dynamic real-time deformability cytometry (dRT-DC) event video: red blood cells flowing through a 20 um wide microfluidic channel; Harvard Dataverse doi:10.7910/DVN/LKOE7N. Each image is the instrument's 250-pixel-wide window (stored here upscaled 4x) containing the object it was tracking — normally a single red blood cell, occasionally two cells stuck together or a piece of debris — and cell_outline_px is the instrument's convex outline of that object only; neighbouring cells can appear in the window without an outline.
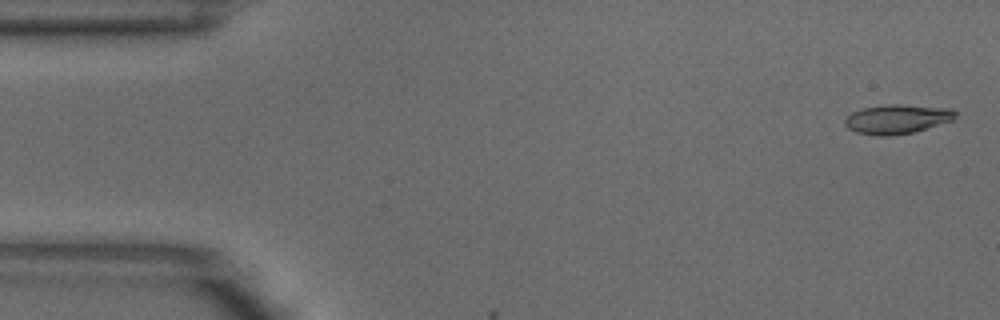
{"species": "common noctule bat (a hibernating species)", "species_latin": "Nyctalus noctula", "temperature_condition": "warm", "stored_images_in_passage": 3, "camera_frame_rate_fps": 3000, "um_per_image_px": 0.085, "animal": {"sex": "male", "body_mass_g": 18.8}, "frame": {"image": 1, "passage_image": 1, "time_ms": 0.0, "image_size_px": [1000, 320], "cell_outline_px": [[956, 116], [952, 120], [912, 132], [888, 136], [880, 136], [856, 132], [848, 128], [844, 124], [844, 120], [852, 112], [860, 108], [888, 104], [900, 104], [952, 108], [956, 112]], "centroid_in_image_um": [76.23, 10.1], "position_along_channel_um": 8.8, "area_um2": 18.79}}
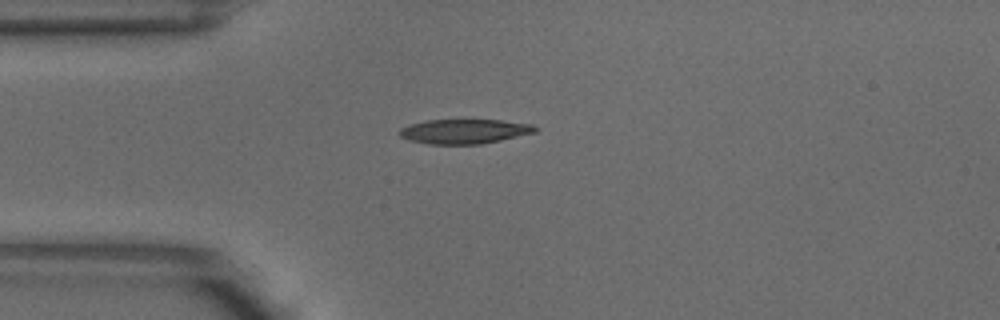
{"frame": {"image": 2, "passage_image": 3, "time_ms": 0.667, "image_size_px": [1000, 320], "cell_outline_px": [[540, 128], [536, 132], [500, 140], [480, 144], [428, 144], [412, 140], [400, 136], [400, 128], [408, 124], [428, 120], [500, 120], [532, 124]], "centroid_in_image_um": [39.5, 11.16], "position_along_channel_um": 45.5, "area_um2": 19.31}}